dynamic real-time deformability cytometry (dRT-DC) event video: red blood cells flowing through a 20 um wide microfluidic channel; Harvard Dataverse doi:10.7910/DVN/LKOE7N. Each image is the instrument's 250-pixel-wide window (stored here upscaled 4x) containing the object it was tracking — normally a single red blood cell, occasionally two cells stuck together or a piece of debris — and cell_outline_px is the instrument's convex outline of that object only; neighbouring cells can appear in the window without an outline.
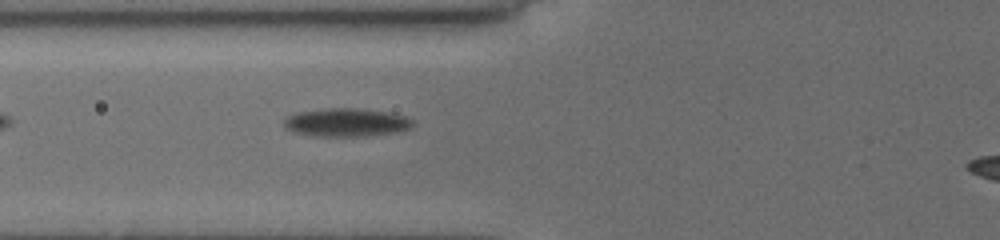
{"species": "common noctule bat (a hibernating species)", "species_latin": "Nyctalus noctula", "temperature_condition": "cold", "stored_images_in_passage": 33, "camera_frame_rate_fps": 3000, "um_per_image_px": 0.085, "animal": {"sex": "female", "body_mass_g": 19.5, "forearm_length_mm": 54.1}, "frame": {"image": 1, "passage_image": 3, "time_ms": 0.667, "image_size_px": [1000, 240], "cell_outline_px": [[412, 124], [408, 128], [392, 132], [368, 136], [312, 136], [292, 132], [284, 128], [284, 120], [288, 116], [296, 112], [328, 108], [356, 108], [384, 112], [404, 116], [412, 120]], "centroid_in_image_um": [29.33, 10.41], "position_along_channel_um": 96.5, "area_um2": 20.98}}
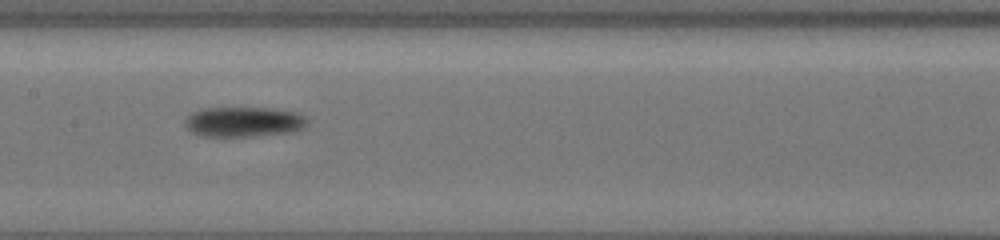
{"frame": {"image": 2, "passage_image": 10, "time_ms": 3.0, "image_size_px": [1000, 240], "cell_outline_px": [[304, 124], [300, 128], [288, 132], [256, 136], [200, 136], [192, 132], [188, 128], [188, 116], [196, 112], [212, 108], [264, 108], [292, 112], [300, 116], [304, 120]], "centroid_in_image_um": [20.66, 10.37], "position_along_channel_um": 186.7, "area_um2": 20.29}}
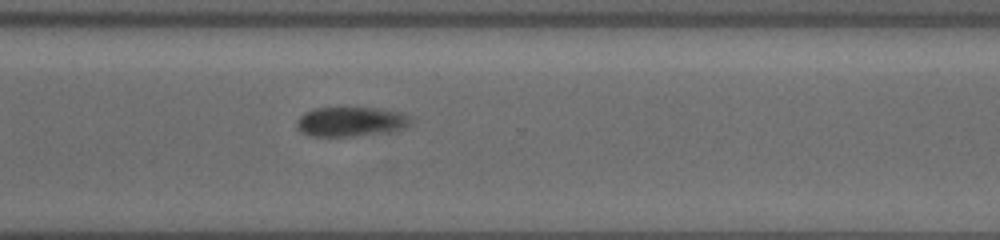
{"frame": {"image": 3, "passage_image": 22, "time_ms": 7.0, "image_size_px": [1000, 240], "cell_outline_px": [[408, 124], [404, 128], [352, 136], [312, 136], [296, 128], [296, 124], [300, 116], [304, 112], [316, 108], [380, 108], [396, 112], [404, 116], [408, 120]], "centroid_in_image_um": [29.69, 10.33], "position_along_channel_um": 340.9, "area_um2": 18.84}}